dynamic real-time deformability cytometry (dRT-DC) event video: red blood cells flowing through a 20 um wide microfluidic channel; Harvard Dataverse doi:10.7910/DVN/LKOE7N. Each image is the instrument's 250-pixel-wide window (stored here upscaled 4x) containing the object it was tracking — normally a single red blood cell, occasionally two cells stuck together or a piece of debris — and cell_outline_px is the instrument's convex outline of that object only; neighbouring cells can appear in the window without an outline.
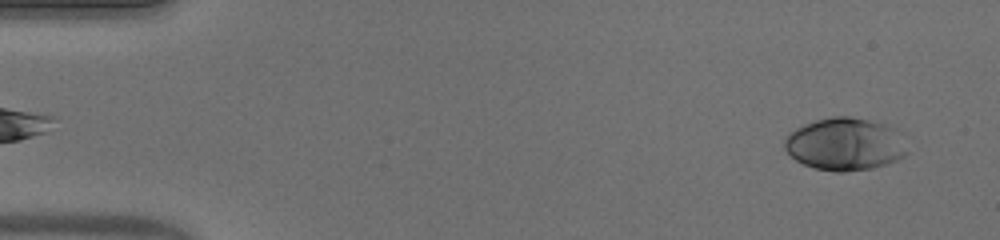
{"species": "human", "species_latin": "Homo sapiens", "temperature_condition": "warm", "stored_images_in_passage": 52, "camera_frame_rate_fps": 3000, "um_per_image_px": 0.085, "donor": {"sex": "male"}, "frame": {"image": 1, "passage_image": 3, "time_ms": 0.667, "image_size_px": [1000, 240], "cell_outline_px": [[908, 152], [904, 156], [888, 164], [872, 168], [840, 172], [836, 172], [816, 168], [804, 164], [796, 160], [784, 148], [784, 140], [788, 132], [804, 124], [816, 120], [832, 116], [848, 116], [868, 120], [884, 124], [888, 128]], "centroid_in_image_um": [71.71, 12.26], "position_along_channel_um": 13.3, "area_um2": 36.7}}
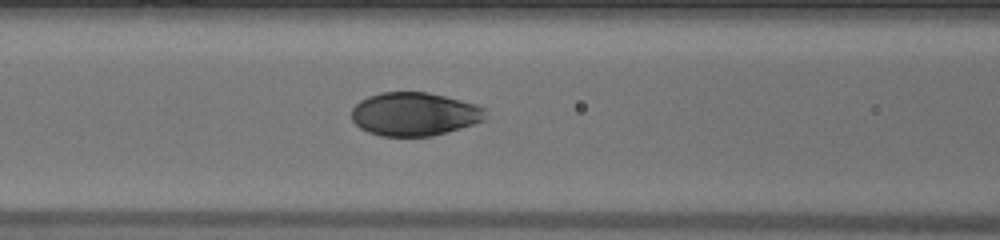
{"frame": {"image": 2, "passage_image": 22, "time_ms": 7.0, "image_size_px": [1000, 240], "cell_outline_px": [[484, 120], [460, 128], [432, 136], [380, 136], [368, 132], [360, 128], [352, 120], [352, 108], [360, 100], [368, 96], [380, 92], [428, 92], [476, 104], [484, 108]], "centroid_in_image_um": [35.18, 9.69], "position_along_channel_um": 131.4, "area_um2": 33.76}}
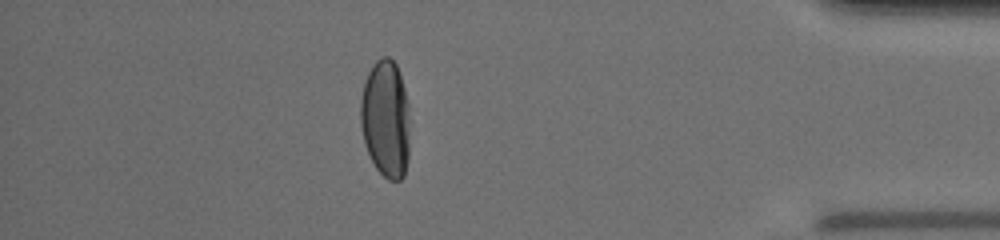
{"frame": {"image": 3, "passage_image": 46, "time_ms": 15.0, "image_size_px": [1000, 240], "cell_outline_px": [[408, 160], [404, 176], [400, 180], [388, 180], [376, 168], [364, 144], [360, 124], [360, 100], [364, 80], [372, 64], [380, 56], [388, 56], [396, 64], [404, 88], [408, 104]], "centroid_in_image_um": [32.76, 10.08], "position_along_channel_um": 402.4, "area_um2": 33.99}, "authors_computed_cell_mechanics": {"area_um2": 35.4025, "velocity_mm_per_s": 3.8882, "shape_relaxation_time_tau1_ms": 4.0532, "shape_relaxation_time_tau2_ms": null, "deformation_change_tau1": 0.2038, "deformation_change_tau2": null}}